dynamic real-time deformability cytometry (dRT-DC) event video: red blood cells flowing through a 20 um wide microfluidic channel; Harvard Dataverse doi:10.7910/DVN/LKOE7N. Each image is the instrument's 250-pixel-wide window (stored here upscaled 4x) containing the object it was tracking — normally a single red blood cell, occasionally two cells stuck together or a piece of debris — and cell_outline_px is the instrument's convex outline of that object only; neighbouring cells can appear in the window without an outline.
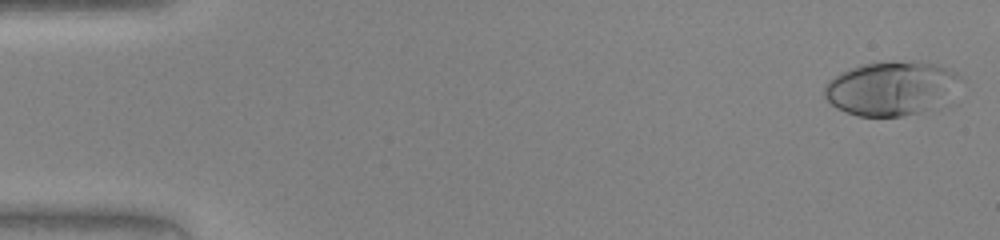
{"species": "human", "species_latin": "Homo sapiens", "temperature_condition": "warm", "stored_images_in_passage": 47, "camera_frame_rate_fps": 3000, "um_per_image_px": 0.085, "donor": {"sex": "female"}, "frame": {"image": 1, "passage_image": 1, "time_ms": 0.0, "image_size_px": [1000, 240], "cell_outline_px": [[956, 76], [940, 108], [900, 116], [856, 116], [836, 108], [824, 96], [824, 88], [828, 80], [840, 72], [860, 64], [888, 60], [916, 60], [940, 64], [956, 72]], "centroid_in_image_um": [75.66, 7.48], "position_along_channel_um": 9.3, "area_um2": 42.77}}
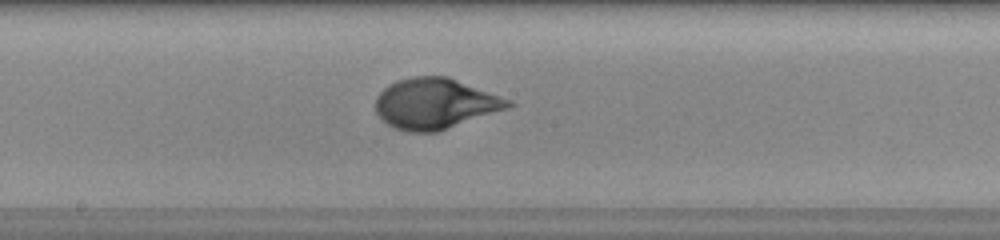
{"frame": {"image": 2, "passage_image": 25, "time_ms": 8.0, "image_size_px": [1000, 240], "cell_outline_px": [[516, 104], [508, 108], [436, 132], [408, 132], [396, 128], [388, 124], [376, 112], [376, 96], [384, 88], [396, 80], [412, 76], [448, 76], [512, 100]], "centroid_in_image_um": [37.0, 8.79], "position_along_channel_um": 211.2, "area_um2": 39.02}}
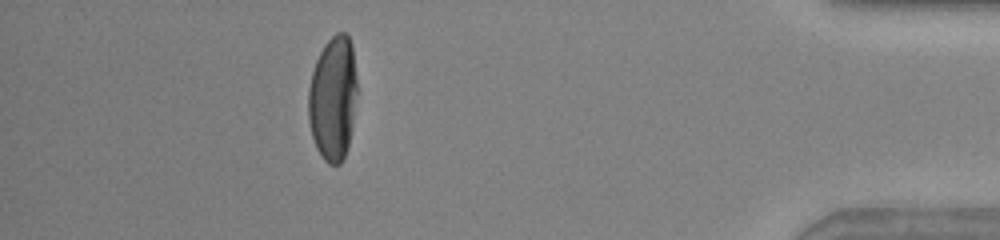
{"frame": {"image": 3, "passage_image": 42, "time_ms": 13.667, "image_size_px": [1000, 240], "cell_outline_px": [[356, 92], [352, 128], [348, 144], [344, 156], [340, 164], [328, 164], [324, 160], [316, 148], [312, 136], [308, 120], [308, 88], [312, 72], [316, 60], [324, 44], [336, 32], [344, 32], [348, 36], [352, 44], [356, 76]], "centroid_in_image_um": [28.29, 8.34], "position_along_channel_um": 406.9, "area_um2": 35.43}}